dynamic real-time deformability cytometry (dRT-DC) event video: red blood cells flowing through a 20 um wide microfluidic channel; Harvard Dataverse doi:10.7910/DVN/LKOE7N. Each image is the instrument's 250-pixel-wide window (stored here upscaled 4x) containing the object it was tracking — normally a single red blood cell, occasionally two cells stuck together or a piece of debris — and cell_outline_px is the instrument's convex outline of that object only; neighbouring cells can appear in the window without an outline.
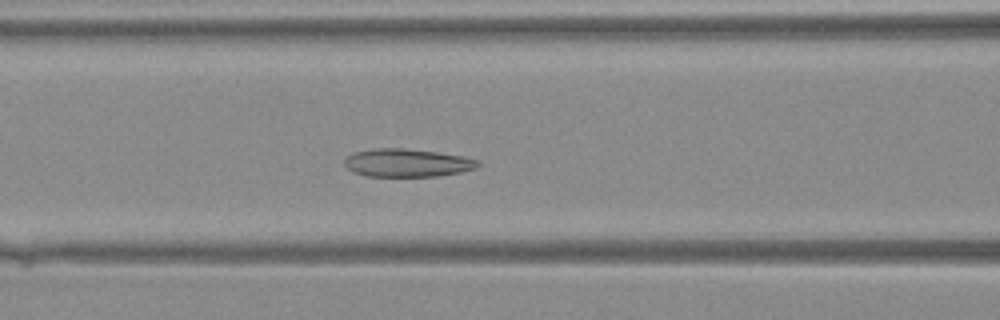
{"species": "Egyptian fruit bat (a non-hibernating species)", "species_latin": "Rousettus aegyptiacus", "temperature_condition": "warm", "stored_images_in_passage": 32, "camera_frame_rate_fps": 3000, "um_per_image_px": 0.085, "animal": {"sex": "female"}, "frame": {"image": 1, "passage_image": 8, "time_ms": 2.333, "image_size_px": [1000, 320], "cell_outline_px": [[480, 164], [476, 168], [460, 172], [440, 176], [368, 176], [352, 172], [344, 164], [344, 160], [352, 152], [372, 148], [404, 148], [436, 152], [460, 156], [480, 160]], "centroid_in_image_um": [34.58, 13.84], "position_along_channel_um": 132.0, "area_um2": 21.85}}
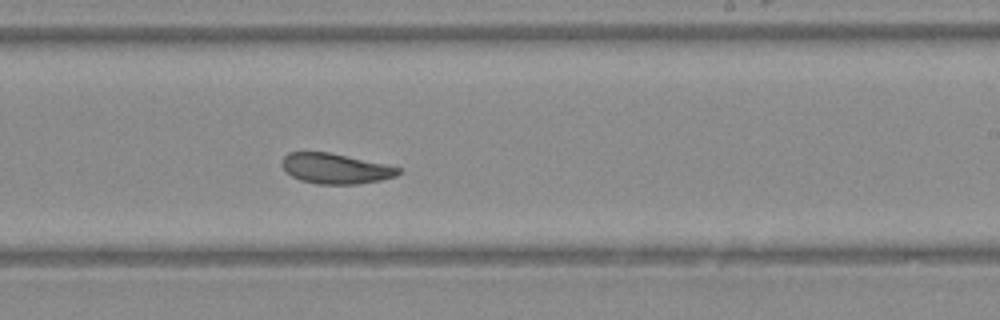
{"frame": {"image": 2, "passage_image": 16, "time_ms": 5.0, "image_size_px": [1000, 320], "cell_outline_px": [[404, 172], [396, 176], [380, 180], [356, 184], [316, 184], [300, 180], [292, 176], [280, 164], [280, 160], [288, 152], [328, 152], [384, 164], [400, 168]], "centroid_in_image_um": [28.49, 14.33], "position_along_channel_um": 260.5, "area_um2": 20.46}}
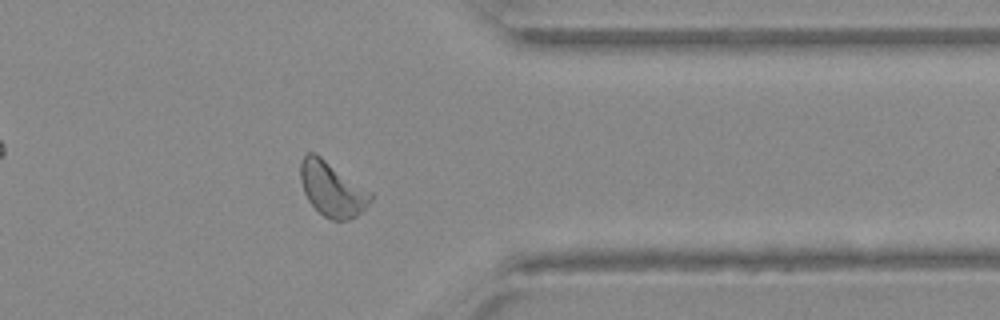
{"frame": {"image": 3, "passage_image": 24, "time_ms": 7.667, "image_size_px": [1000, 320], "cell_outline_px": [[372, 200], [356, 216], [348, 220], [332, 220], [324, 216], [308, 200], [304, 192], [300, 180], [300, 160], [308, 152], [312, 152], [320, 156], [372, 192]], "centroid_in_image_um": [28.22, 16.07], "position_along_channel_um": 383.2, "area_um2": 22.08}}